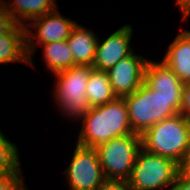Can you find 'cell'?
<instances>
[{
  "label": "cell",
  "instance_id": "cell-1",
  "mask_svg": "<svg viewBox=\"0 0 190 190\" xmlns=\"http://www.w3.org/2000/svg\"><path fill=\"white\" fill-rule=\"evenodd\" d=\"M81 120L77 144L84 147L95 148L100 143L134 133L123 97L91 107Z\"/></svg>",
  "mask_w": 190,
  "mask_h": 190
},
{
  "label": "cell",
  "instance_id": "cell-2",
  "mask_svg": "<svg viewBox=\"0 0 190 190\" xmlns=\"http://www.w3.org/2000/svg\"><path fill=\"white\" fill-rule=\"evenodd\" d=\"M142 148L179 165L190 153V122L181 114L162 120L142 135Z\"/></svg>",
  "mask_w": 190,
  "mask_h": 190
},
{
  "label": "cell",
  "instance_id": "cell-3",
  "mask_svg": "<svg viewBox=\"0 0 190 190\" xmlns=\"http://www.w3.org/2000/svg\"><path fill=\"white\" fill-rule=\"evenodd\" d=\"M134 133L142 135L156 123L180 113L182 99L164 98L144 83L132 94L123 97Z\"/></svg>",
  "mask_w": 190,
  "mask_h": 190
},
{
  "label": "cell",
  "instance_id": "cell-4",
  "mask_svg": "<svg viewBox=\"0 0 190 190\" xmlns=\"http://www.w3.org/2000/svg\"><path fill=\"white\" fill-rule=\"evenodd\" d=\"M180 172L174 160L141 148L127 180L131 190L169 188Z\"/></svg>",
  "mask_w": 190,
  "mask_h": 190
},
{
  "label": "cell",
  "instance_id": "cell-5",
  "mask_svg": "<svg viewBox=\"0 0 190 190\" xmlns=\"http://www.w3.org/2000/svg\"><path fill=\"white\" fill-rule=\"evenodd\" d=\"M141 148V135L137 133L114 138L97 145L95 149L105 179L127 181Z\"/></svg>",
  "mask_w": 190,
  "mask_h": 190
},
{
  "label": "cell",
  "instance_id": "cell-6",
  "mask_svg": "<svg viewBox=\"0 0 190 190\" xmlns=\"http://www.w3.org/2000/svg\"><path fill=\"white\" fill-rule=\"evenodd\" d=\"M90 72V66L76 65L54 74L57 82L55 100L66 116L81 120L90 110L86 96Z\"/></svg>",
  "mask_w": 190,
  "mask_h": 190
},
{
  "label": "cell",
  "instance_id": "cell-7",
  "mask_svg": "<svg viewBox=\"0 0 190 190\" xmlns=\"http://www.w3.org/2000/svg\"><path fill=\"white\" fill-rule=\"evenodd\" d=\"M64 173L70 190H96L105 180L96 149L78 144Z\"/></svg>",
  "mask_w": 190,
  "mask_h": 190
},
{
  "label": "cell",
  "instance_id": "cell-8",
  "mask_svg": "<svg viewBox=\"0 0 190 190\" xmlns=\"http://www.w3.org/2000/svg\"><path fill=\"white\" fill-rule=\"evenodd\" d=\"M75 25V21L60 15V12L56 9L31 20L29 25H24L26 31V51L29 57L28 65L34 66V62L31 57L33 56L32 53L34 54V47L37 46L35 45L36 43H34V38L37 39L38 44L41 45L67 40ZM28 27H32L34 30H37L35 33L36 35H34V32L32 33Z\"/></svg>",
  "mask_w": 190,
  "mask_h": 190
},
{
  "label": "cell",
  "instance_id": "cell-9",
  "mask_svg": "<svg viewBox=\"0 0 190 190\" xmlns=\"http://www.w3.org/2000/svg\"><path fill=\"white\" fill-rule=\"evenodd\" d=\"M148 61L132 52L107 71L112 90L117 97L132 94L144 83V71Z\"/></svg>",
  "mask_w": 190,
  "mask_h": 190
},
{
  "label": "cell",
  "instance_id": "cell-10",
  "mask_svg": "<svg viewBox=\"0 0 190 190\" xmlns=\"http://www.w3.org/2000/svg\"><path fill=\"white\" fill-rule=\"evenodd\" d=\"M132 34V25H124L103 42L98 41L92 67L108 71L117 62L129 56L133 52L129 45Z\"/></svg>",
  "mask_w": 190,
  "mask_h": 190
},
{
  "label": "cell",
  "instance_id": "cell-11",
  "mask_svg": "<svg viewBox=\"0 0 190 190\" xmlns=\"http://www.w3.org/2000/svg\"><path fill=\"white\" fill-rule=\"evenodd\" d=\"M144 84L164 98L182 99L184 83L163 62L149 60L144 71Z\"/></svg>",
  "mask_w": 190,
  "mask_h": 190
},
{
  "label": "cell",
  "instance_id": "cell-12",
  "mask_svg": "<svg viewBox=\"0 0 190 190\" xmlns=\"http://www.w3.org/2000/svg\"><path fill=\"white\" fill-rule=\"evenodd\" d=\"M180 79L190 83V31L178 33L162 60Z\"/></svg>",
  "mask_w": 190,
  "mask_h": 190
},
{
  "label": "cell",
  "instance_id": "cell-13",
  "mask_svg": "<svg viewBox=\"0 0 190 190\" xmlns=\"http://www.w3.org/2000/svg\"><path fill=\"white\" fill-rule=\"evenodd\" d=\"M89 29L76 25L72 29L69 38L66 40L76 65L92 67L96 53V46L99 39Z\"/></svg>",
  "mask_w": 190,
  "mask_h": 190
},
{
  "label": "cell",
  "instance_id": "cell-14",
  "mask_svg": "<svg viewBox=\"0 0 190 190\" xmlns=\"http://www.w3.org/2000/svg\"><path fill=\"white\" fill-rule=\"evenodd\" d=\"M56 0H13L11 3H5L9 13L15 21L24 26V21H31L43 16L48 12L58 9Z\"/></svg>",
  "mask_w": 190,
  "mask_h": 190
},
{
  "label": "cell",
  "instance_id": "cell-15",
  "mask_svg": "<svg viewBox=\"0 0 190 190\" xmlns=\"http://www.w3.org/2000/svg\"><path fill=\"white\" fill-rule=\"evenodd\" d=\"M86 96L91 107L104 105L117 97L112 90L107 71L91 67L87 81Z\"/></svg>",
  "mask_w": 190,
  "mask_h": 190
},
{
  "label": "cell",
  "instance_id": "cell-16",
  "mask_svg": "<svg viewBox=\"0 0 190 190\" xmlns=\"http://www.w3.org/2000/svg\"><path fill=\"white\" fill-rule=\"evenodd\" d=\"M29 63L26 51V33H5L0 35V64Z\"/></svg>",
  "mask_w": 190,
  "mask_h": 190
},
{
  "label": "cell",
  "instance_id": "cell-17",
  "mask_svg": "<svg viewBox=\"0 0 190 190\" xmlns=\"http://www.w3.org/2000/svg\"><path fill=\"white\" fill-rule=\"evenodd\" d=\"M45 63L54 74L75 66L72 52L66 40L43 44Z\"/></svg>",
  "mask_w": 190,
  "mask_h": 190
},
{
  "label": "cell",
  "instance_id": "cell-18",
  "mask_svg": "<svg viewBox=\"0 0 190 190\" xmlns=\"http://www.w3.org/2000/svg\"><path fill=\"white\" fill-rule=\"evenodd\" d=\"M17 145L8 140L0 130V169L20 164Z\"/></svg>",
  "mask_w": 190,
  "mask_h": 190
},
{
  "label": "cell",
  "instance_id": "cell-19",
  "mask_svg": "<svg viewBox=\"0 0 190 190\" xmlns=\"http://www.w3.org/2000/svg\"><path fill=\"white\" fill-rule=\"evenodd\" d=\"M20 164L0 169V190H18L24 183Z\"/></svg>",
  "mask_w": 190,
  "mask_h": 190
},
{
  "label": "cell",
  "instance_id": "cell-20",
  "mask_svg": "<svg viewBox=\"0 0 190 190\" xmlns=\"http://www.w3.org/2000/svg\"><path fill=\"white\" fill-rule=\"evenodd\" d=\"M5 33H26L25 26L19 25L6 6L0 7V35Z\"/></svg>",
  "mask_w": 190,
  "mask_h": 190
},
{
  "label": "cell",
  "instance_id": "cell-21",
  "mask_svg": "<svg viewBox=\"0 0 190 190\" xmlns=\"http://www.w3.org/2000/svg\"><path fill=\"white\" fill-rule=\"evenodd\" d=\"M190 122V83H185L182 89V104L180 113Z\"/></svg>",
  "mask_w": 190,
  "mask_h": 190
},
{
  "label": "cell",
  "instance_id": "cell-22",
  "mask_svg": "<svg viewBox=\"0 0 190 190\" xmlns=\"http://www.w3.org/2000/svg\"><path fill=\"white\" fill-rule=\"evenodd\" d=\"M96 190H131L125 180L105 179Z\"/></svg>",
  "mask_w": 190,
  "mask_h": 190
},
{
  "label": "cell",
  "instance_id": "cell-23",
  "mask_svg": "<svg viewBox=\"0 0 190 190\" xmlns=\"http://www.w3.org/2000/svg\"><path fill=\"white\" fill-rule=\"evenodd\" d=\"M171 188L166 190H190V180L186 179L180 172L176 180L171 184Z\"/></svg>",
  "mask_w": 190,
  "mask_h": 190
},
{
  "label": "cell",
  "instance_id": "cell-24",
  "mask_svg": "<svg viewBox=\"0 0 190 190\" xmlns=\"http://www.w3.org/2000/svg\"><path fill=\"white\" fill-rule=\"evenodd\" d=\"M180 173L190 180V153L184 158L182 163L179 165Z\"/></svg>",
  "mask_w": 190,
  "mask_h": 190
},
{
  "label": "cell",
  "instance_id": "cell-25",
  "mask_svg": "<svg viewBox=\"0 0 190 190\" xmlns=\"http://www.w3.org/2000/svg\"><path fill=\"white\" fill-rule=\"evenodd\" d=\"M176 4L180 7L183 19L190 15V0H176Z\"/></svg>",
  "mask_w": 190,
  "mask_h": 190
},
{
  "label": "cell",
  "instance_id": "cell-26",
  "mask_svg": "<svg viewBox=\"0 0 190 190\" xmlns=\"http://www.w3.org/2000/svg\"><path fill=\"white\" fill-rule=\"evenodd\" d=\"M18 190H28L25 184L23 183L22 186Z\"/></svg>",
  "mask_w": 190,
  "mask_h": 190
},
{
  "label": "cell",
  "instance_id": "cell-27",
  "mask_svg": "<svg viewBox=\"0 0 190 190\" xmlns=\"http://www.w3.org/2000/svg\"><path fill=\"white\" fill-rule=\"evenodd\" d=\"M6 1L0 0V7L5 6Z\"/></svg>",
  "mask_w": 190,
  "mask_h": 190
}]
</instances>
